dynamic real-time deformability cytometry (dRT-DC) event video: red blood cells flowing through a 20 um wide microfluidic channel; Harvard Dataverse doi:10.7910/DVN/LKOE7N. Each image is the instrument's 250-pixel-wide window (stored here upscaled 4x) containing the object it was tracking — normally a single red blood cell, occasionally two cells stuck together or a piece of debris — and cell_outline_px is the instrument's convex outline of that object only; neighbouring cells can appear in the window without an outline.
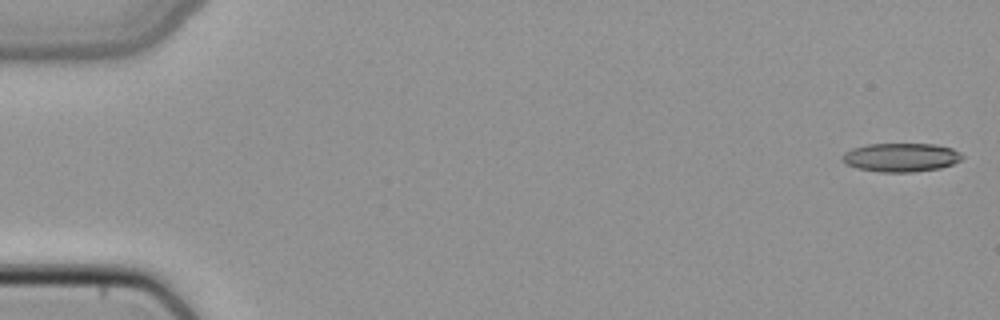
{"species": "common noctule bat (a hibernating species)", "species_latin": "Nyctalus noctula", "temperature_condition": "cold", "stored_images_in_passage": 49, "camera_frame_rate_fps": 3000, "um_per_image_px": 0.085, "animal": {"sex": "female", "body_mass_g": 22.7, "forearm_length_mm": 54.2}, "frame": {"image": 1, "passage_image": 1, "time_ms": 0.0, "image_size_px": [1000, 320], "cell_outline_px": [[964, 156], [960, 160], [952, 164], [940, 168], [912, 172], [880, 172], [856, 168], [840, 160], [844, 152], [852, 148], [868, 144], [936, 144], [952, 148], [960, 152]], "centroid_in_image_um": [76.57, 13.37], "position_along_channel_um": 8.4, "area_um2": 20.11}}
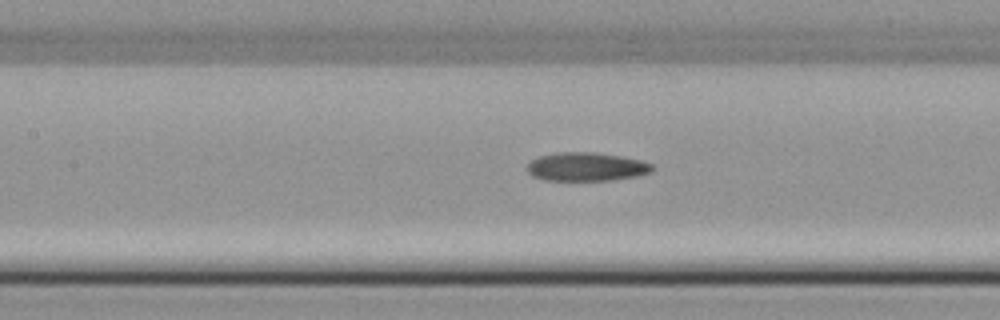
{"frame": {"image": 2, "passage_image": 23, "time_ms": 7.333, "image_size_px": [1000, 320], "cell_outline_px": [[656, 168], [652, 172], [636, 176], [612, 180], [544, 180], [532, 176], [528, 172], [528, 164], [532, 160], [540, 156], [556, 152], [592, 152], [620, 156], [640, 160], [652, 164]], "centroid_in_image_um": [49.86, 14.17], "position_along_channel_um": 157.5, "area_um2": 20.81}}
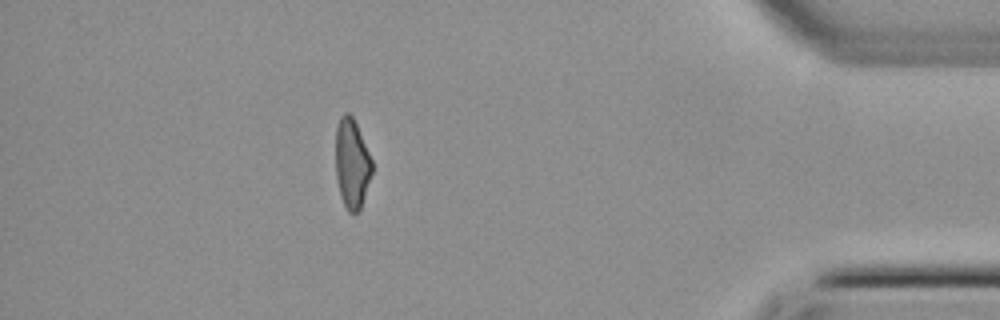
{"frame": {"image": 3, "passage_image": 44, "time_ms": 14.333, "image_size_px": [1000, 320], "cell_outline_px": [[372, 172], [360, 212], [348, 212], [340, 196], [336, 176], [336, 128], [340, 116], [344, 112], [348, 112], [352, 116], [356, 124], [372, 160]], "centroid_in_image_um": [29.9, 13.92], "position_along_channel_um": 405.3, "area_um2": 18.96}}